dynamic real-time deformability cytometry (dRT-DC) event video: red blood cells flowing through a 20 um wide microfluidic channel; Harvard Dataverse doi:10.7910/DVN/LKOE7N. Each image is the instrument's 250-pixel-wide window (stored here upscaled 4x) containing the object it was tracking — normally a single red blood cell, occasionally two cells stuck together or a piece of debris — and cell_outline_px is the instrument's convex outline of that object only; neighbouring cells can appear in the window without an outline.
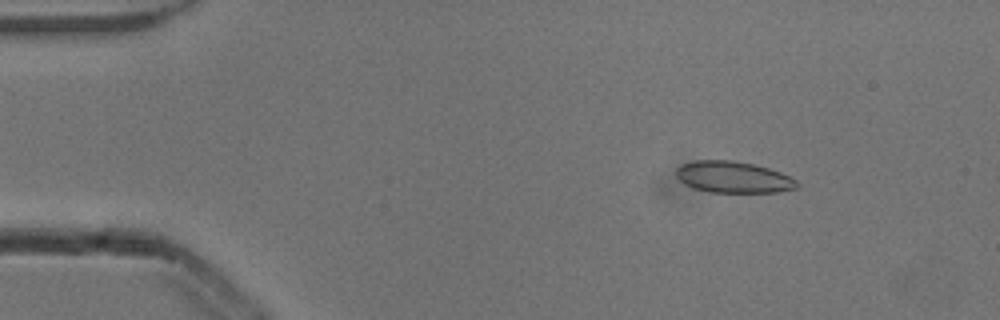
{"species": "common noctule bat (a hibernating species)", "species_latin": "Nyctalus noctula", "temperature_condition": "cold", "stored_images_in_passage": 52, "camera_frame_rate_fps": 3000, "um_per_image_px": 0.085, "animal": {"sex": "male", "body_mass_g": 13.3}, "frame": {"image": 1, "passage_image": 7, "time_ms": 2.0, "image_size_px": [1000, 320], "cell_outline_px": [[800, 188], [776, 192], [708, 192], [692, 188], [684, 184], [676, 176], [676, 168], [680, 164], [696, 160], [732, 160], [752, 164], [768, 168], [780, 172], [796, 180]], "centroid_in_image_um": [62.3, 15.06], "position_along_channel_um": 22.7, "area_um2": 22.25}}
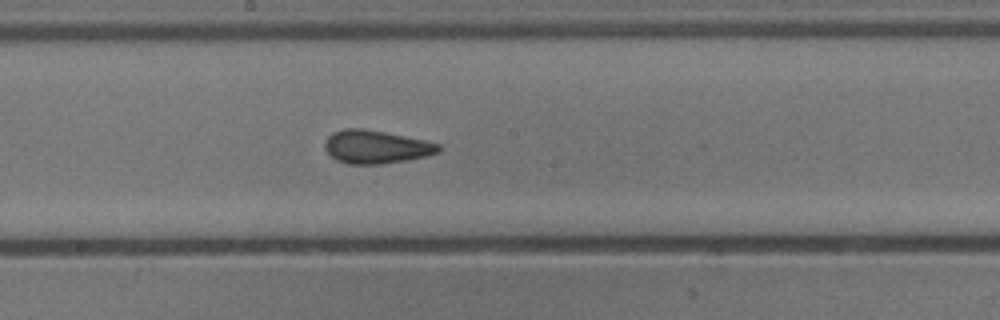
{"frame": {"image": 2, "passage_image": 28, "time_ms": 9.0, "image_size_px": [1000, 320], "cell_outline_px": [[440, 152], [408, 160], [380, 164], [348, 164], [336, 160], [324, 148], [324, 144], [328, 136], [332, 132], [344, 128], [364, 128], [424, 140], [440, 144]], "centroid_in_image_um": [31.94, 12.48], "position_along_channel_um": 216.3, "area_um2": 21.96}}
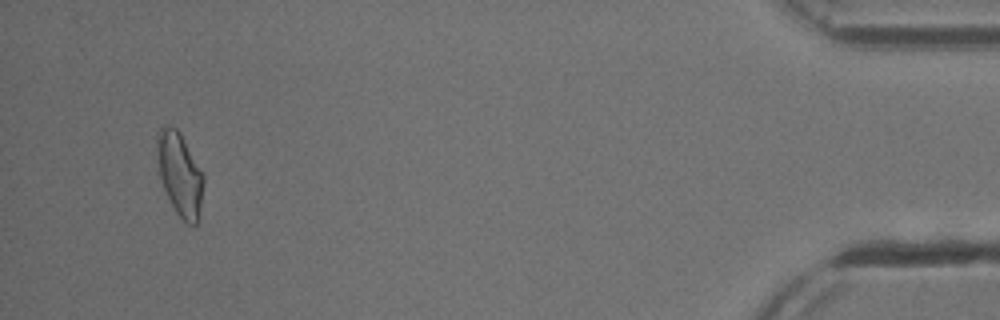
{"frame": {"image": 3, "passage_image": 50, "time_ms": 16.333, "image_size_px": [1000, 320], "cell_outline_px": [[204, 180], [200, 220], [196, 224], [188, 224], [176, 212], [164, 188], [160, 176], [156, 148], [156, 132], [164, 124], [168, 124], [176, 128], [180, 132], [204, 176]], "centroid_in_image_um": [15.29, 14.78], "position_along_channel_um": 419.9, "area_um2": 22.6}, "authors_computed_cell_mechanics": {"area_um2": 21.8773, "velocity_mm_per_s": 3.8702, "shape_relaxation_time_tau1_ms": 6.9183, "shape_relaxation_time_tau2_ms": 1.3796, "deformation_change_tau1": 0.1408, "deformation_change_tau2": 0.089}}